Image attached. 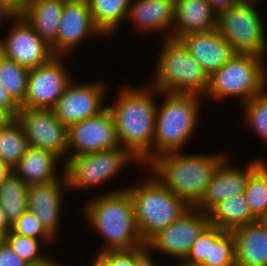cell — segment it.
Listing matches in <instances>:
<instances>
[{
	"instance_id": "obj_1",
	"label": "cell",
	"mask_w": 267,
	"mask_h": 266,
	"mask_svg": "<svg viewBox=\"0 0 267 266\" xmlns=\"http://www.w3.org/2000/svg\"><path fill=\"white\" fill-rule=\"evenodd\" d=\"M119 91L117 101L108 108L115 120L120 147L127 150L137 163L148 165L152 161L157 109L153 94L160 91L150 86L145 89L125 87Z\"/></svg>"
},
{
	"instance_id": "obj_2",
	"label": "cell",
	"mask_w": 267,
	"mask_h": 266,
	"mask_svg": "<svg viewBox=\"0 0 267 266\" xmlns=\"http://www.w3.org/2000/svg\"><path fill=\"white\" fill-rule=\"evenodd\" d=\"M226 158L225 154L185 155L169 152L153 159L147 167L176 197L194 207L203 197L213 172Z\"/></svg>"
},
{
	"instance_id": "obj_3",
	"label": "cell",
	"mask_w": 267,
	"mask_h": 266,
	"mask_svg": "<svg viewBox=\"0 0 267 266\" xmlns=\"http://www.w3.org/2000/svg\"><path fill=\"white\" fill-rule=\"evenodd\" d=\"M92 199L85 206V214L107 242L100 252L145 245L138 232L133 203L126 188Z\"/></svg>"
},
{
	"instance_id": "obj_4",
	"label": "cell",
	"mask_w": 267,
	"mask_h": 266,
	"mask_svg": "<svg viewBox=\"0 0 267 266\" xmlns=\"http://www.w3.org/2000/svg\"><path fill=\"white\" fill-rule=\"evenodd\" d=\"M126 189L133 203L138 232L145 243L157 232L180 219L191 208L154 175L142 185Z\"/></svg>"
},
{
	"instance_id": "obj_5",
	"label": "cell",
	"mask_w": 267,
	"mask_h": 266,
	"mask_svg": "<svg viewBox=\"0 0 267 266\" xmlns=\"http://www.w3.org/2000/svg\"><path fill=\"white\" fill-rule=\"evenodd\" d=\"M159 93L166 98L156 109L152 160L162 154L181 151L192 137L201 109L198 95Z\"/></svg>"
},
{
	"instance_id": "obj_6",
	"label": "cell",
	"mask_w": 267,
	"mask_h": 266,
	"mask_svg": "<svg viewBox=\"0 0 267 266\" xmlns=\"http://www.w3.org/2000/svg\"><path fill=\"white\" fill-rule=\"evenodd\" d=\"M150 87L160 92L205 96L209 76L180 40L165 38Z\"/></svg>"
},
{
	"instance_id": "obj_7",
	"label": "cell",
	"mask_w": 267,
	"mask_h": 266,
	"mask_svg": "<svg viewBox=\"0 0 267 266\" xmlns=\"http://www.w3.org/2000/svg\"><path fill=\"white\" fill-rule=\"evenodd\" d=\"M264 59L253 54L235 53L209 77L205 96L210 95L215 99L239 97L244 103L248 102L266 88L267 71Z\"/></svg>"
},
{
	"instance_id": "obj_8",
	"label": "cell",
	"mask_w": 267,
	"mask_h": 266,
	"mask_svg": "<svg viewBox=\"0 0 267 266\" xmlns=\"http://www.w3.org/2000/svg\"><path fill=\"white\" fill-rule=\"evenodd\" d=\"M255 0H242L218 14L217 29L235 53L266 57L265 27Z\"/></svg>"
},
{
	"instance_id": "obj_9",
	"label": "cell",
	"mask_w": 267,
	"mask_h": 266,
	"mask_svg": "<svg viewBox=\"0 0 267 266\" xmlns=\"http://www.w3.org/2000/svg\"><path fill=\"white\" fill-rule=\"evenodd\" d=\"M64 174L70 189H88L104 184L130 162L137 161L127 150L117 147L110 150L68 157Z\"/></svg>"
},
{
	"instance_id": "obj_10",
	"label": "cell",
	"mask_w": 267,
	"mask_h": 266,
	"mask_svg": "<svg viewBox=\"0 0 267 266\" xmlns=\"http://www.w3.org/2000/svg\"><path fill=\"white\" fill-rule=\"evenodd\" d=\"M29 146L49 151L59 158L68 152V128L55 116L52 109L20 107L15 116Z\"/></svg>"
},
{
	"instance_id": "obj_11",
	"label": "cell",
	"mask_w": 267,
	"mask_h": 266,
	"mask_svg": "<svg viewBox=\"0 0 267 266\" xmlns=\"http://www.w3.org/2000/svg\"><path fill=\"white\" fill-rule=\"evenodd\" d=\"M64 56H53L47 63L29 70L27 92L22 108L52 109L72 82L61 62Z\"/></svg>"
},
{
	"instance_id": "obj_12",
	"label": "cell",
	"mask_w": 267,
	"mask_h": 266,
	"mask_svg": "<svg viewBox=\"0 0 267 266\" xmlns=\"http://www.w3.org/2000/svg\"><path fill=\"white\" fill-rule=\"evenodd\" d=\"M67 136L68 153L74 150L69 157L120 147L115 120L108 107L96 116L69 126Z\"/></svg>"
},
{
	"instance_id": "obj_13",
	"label": "cell",
	"mask_w": 267,
	"mask_h": 266,
	"mask_svg": "<svg viewBox=\"0 0 267 266\" xmlns=\"http://www.w3.org/2000/svg\"><path fill=\"white\" fill-rule=\"evenodd\" d=\"M208 225V213L191 207L180 219L153 235L145 245L183 260Z\"/></svg>"
},
{
	"instance_id": "obj_14",
	"label": "cell",
	"mask_w": 267,
	"mask_h": 266,
	"mask_svg": "<svg viewBox=\"0 0 267 266\" xmlns=\"http://www.w3.org/2000/svg\"><path fill=\"white\" fill-rule=\"evenodd\" d=\"M14 24L4 39H0V53L20 66L33 69L47 63L54 54L21 16H13Z\"/></svg>"
},
{
	"instance_id": "obj_15",
	"label": "cell",
	"mask_w": 267,
	"mask_h": 266,
	"mask_svg": "<svg viewBox=\"0 0 267 266\" xmlns=\"http://www.w3.org/2000/svg\"><path fill=\"white\" fill-rule=\"evenodd\" d=\"M103 83L75 85L71 82L52 108L56 118L67 128L104 111Z\"/></svg>"
},
{
	"instance_id": "obj_16",
	"label": "cell",
	"mask_w": 267,
	"mask_h": 266,
	"mask_svg": "<svg viewBox=\"0 0 267 266\" xmlns=\"http://www.w3.org/2000/svg\"><path fill=\"white\" fill-rule=\"evenodd\" d=\"M102 34L93 22L87 0H65L56 41L50 46L54 56H64L87 35Z\"/></svg>"
},
{
	"instance_id": "obj_17",
	"label": "cell",
	"mask_w": 267,
	"mask_h": 266,
	"mask_svg": "<svg viewBox=\"0 0 267 266\" xmlns=\"http://www.w3.org/2000/svg\"><path fill=\"white\" fill-rule=\"evenodd\" d=\"M224 159L213 172L209 184L201 200L194 206L205 213H208L216 204L223 199L234 195L243 194L249 176L264 162L254 160L248 164L244 171L238 167H231Z\"/></svg>"
},
{
	"instance_id": "obj_18",
	"label": "cell",
	"mask_w": 267,
	"mask_h": 266,
	"mask_svg": "<svg viewBox=\"0 0 267 266\" xmlns=\"http://www.w3.org/2000/svg\"><path fill=\"white\" fill-rule=\"evenodd\" d=\"M63 179L47 183L28 186L27 210L32 212L40 221L45 230L55 238L58 232L60 212L62 208V187H68L64 174ZM63 182V183H61ZM65 186V187H64Z\"/></svg>"
},
{
	"instance_id": "obj_19",
	"label": "cell",
	"mask_w": 267,
	"mask_h": 266,
	"mask_svg": "<svg viewBox=\"0 0 267 266\" xmlns=\"http://www.w3.org/2000/svg\"><path fill=\"white\" fill-rule=\"evenodd\" d=\"M210 77L235 54L218 29L190 33L179 39Z\"/></svg>"
},
{
	"instance_id": "obj_20",
	"label": "cell",
	"mask_w": 267,
	"mask_h": 266,
	"mask_svg": "<svg viewBox=\"0 0 267 266\" xmlns=\"http://www.w3.org/2000/svg\"><path fill=\"white\" fill-rule=\"evenodd\" d=\"M217 13L209 0H175L172 39L190 33L208 32L217 28Z\"/></svg>"
},
{
	"instance_id": "obj_21",
	"label": "cell",
	"mask_w": 267,
	"mask_h": 266,
	"mask_svg": "<svg viewBox=\"0 0 267 266\" xmlns=\"http://www.w3.org/2000/svg\"><path fill=\"white\" fill-rule=\"evenodd\" d=\"M236 266H267V223L257 220L232 231Z\"/></svg>"
},
{
	"instance_id": "obj_22",
	"label": "cell",
	"mask_w": 267,
	"mask_h": 266,
	"mask_svg": "<svg viewBox=\"0 0 267 266\" xmlns=\"http://www.w3.org/2000/svg\"><path fill=\"white\" fill-rule=\"evenodd\" d=\"M127 15L139 31L147 33L171 29L166 38H172L175 0H131Z\"/></svg>"
},
{
	"instance_id": "obj_23",
	"label": "cell",
	"mask_w": 267,
	"mask_h": 266,
	"mask_svg": "<svg viewBox=\"0 0 267 266\" xmlns=\"http://www.w3.org/2000/svg\"><path fill=\"white\" fill-rule=\"evenodd\" d=\"M65 0H31L21 14L35 33L51 46L57 37Z\"/></svg>"
},
{
	"instance_id": "obj_24",
	"label": "cell",
	"mask_w": 267,
	"mask_h": 266,
	"mask_svg": "<svg viewBox=\"0 0 267 266\" xmlns=\"http://www.w3.org/2000/svg\"><path fill=\"white\" fill-rule=\"evenodd\" d=\"M55 154L35 147H29L27 152L12 169L28 186L59 180L56 174L57 160Z\"/></svg>"
},
{
	"instance_id": "obj_25",
	"label": "cell",
	"mask_w": 267,
	"mask_h": 266,
	"mask_svg": "<svg viewBox=\"0 0 267 266\" xmlns=\"http://www.w3.org/2000/svg\"><path fill=\"white\" fill-rule=\"evenodd\" d=\"M208 216L209 225L224 231H232L257 221L250 211L244 193L223 199L208 212Z\"/></svg>"
},
{
	"instance_id": "obj_26",
	"label": "cell",
	"mask_w": 267,
	"mask_h": 266,
	"mask_svg": "<svg viewBox=\"0 0 267 266\" xmlns=\"http://www.w3.org/2000/svg\"><path fill=\"white\" fill-rule=\"evenodd\" d=\"M28 185L14 172L0 184V204L12 225L27 210Z\"/></svg>"
},
{
	"instance_id": "obj_27",
	"label": "cell",
	"mask_w": 267,
	"mask_h": 266,
	"mask_svg": "<svg viewBox=\"0 0 267 266\" xmlns=\"http://www.w3.org/2000/svg\"><path fill=\"white\" fill-rule=\"evenodd\" d=\"M131 0H87L92 19L102 34L113 32L127 18Z\"/></svg>"
},
{
	"instance_id": "obj_28",
	"label": "cell",
	"mask_w": 267,
	"mask_h": 266,
	"mask_svg": "<svg viewBox=\"0 0 267 266\" xmlns=\"http://www.w3.org/2000/svg\"><path fill=\"white\" fill-rule=\"evenodd\" d=\"M28 140L16 119L0 127V161L13 169L27 152Z\"/></svg>"
},
{
	"instance_id": "obj_29",
	"label": "cell",
	"mask_w": 267,
	"mask_h": 266,
	"mask_svg": "<svg viewBox=\"0 0 267 266\" xmlns=\"http://www.w3.org/2000/svg\"><path fill=\"white\" fill-rule=\"evenodd\" d=\"M28 76L29 69L0 53V83L19 105L25 100Z\"/></svg>"
},
{
	"instance_id": "obj_30",
	"label": "cell",
	"mask_w": 267,
	"mask_h": 266,
	"mask_svg": "<svg viewBox=\"0 0 267 266\" xmlns=\"http://www.w3.org/2000/svg\"><path fill=\"white\" fill-rule=\"evenodd\" d=\"M252 215L257 220L267 217V165L263 162L248 178L244 191Z\"/></svg>"
},
{
	"instance_id": "obj_31",
	"label": "cell",
	"mask_w": 267,
	"mask_h": 266,
	"mask_svg": "<svg viewBox=\"0 0 267 266\" xmlns=\"http://www.w3.org/2000/svg\"><path fill=\"white\" fill-rule=\"evenodd\" d=\"M203 263L207 266H236L235 241L231 231L210 225L209 259Z\"/></svg>"
},
{
	"instance_id": "obj_32",
	"label": "cell",
	"mask_w": 267,
	"mask_h": 266,
	"mask_svg": "<svg viewBox=\"0 0 267 266\" xmlns=\"http://www.w3.org/2000/svg\"><path fill=\"white\" fill-rule=\"evenodd\" d=\"M264 89L248 102L243 103L245 121L267 143V92Z\"/></svg>"
},
{
	"instance_id": "obj_33",
	"label": "cell",
	"mask_w": 267,
	"mask_h": 266,
	"mask_svg": "<svg viewBox=\"0 0 267 266\" xmlns=\"http://www.w3.org/2000/svg\"><path fill=\"white\" fill-rule=\"evenodd\" d=\"M5 241L11 249L29 265H36L49 259L39 253L41 239L29 238L14 233L11 229L5 235Z\"/></svg>"
},
{
	"instance_id": "obj_34",
	"label": "cell",
	"mask_w": 267,
	"mask_h": 266,
	"mask_svg": "<svg viewBox=\"0 0 267 266\" xmlns=\"http://www.w3.org/2000/svg\"><path fill=\"white\" fill-rule=\"evenodd\" d=\"M11 230L29 238L42 239L51 242L54 239L43 227L41 221L30 211L26 210L12 225ZM51 240V241H50ZM47 241V242H46Z\"/></svg>"
},
{
	"instance_id": "obj_35",
	"label": "cell",
	"mask_w": 267,
	"mask_h": 266,
	"mask_svg": "<svg viewBox=\"0 0 267 266\" xmlns=\"http://www.w3.org/2000/svg\"><path fill=\"white\" fill-rule=\"evenodd\" d=\"M96 258L104 266H136V248L99 252Z\"/></svg>"
},
{
	"instance_id": "obj_36",
	"label": "cell",
	"mask_w": 267,
	"mask_h": 266,
	"mask_svg": "<svg viewBox=\"0 0 267 266\" xmlns=\"http://www.w3.org/2000/svg\"><path fill=\"white\" fill-rule=\"evenodd\" d=\"M210 251V225H208L198 236L196 241L191 246L189 253L183 260L201 262L209 259Z\"/></svg>"
},
{
	"instance_id": "obj_37",
	"label": "cell",
	"mask_w": 267,
	"mask_h": 266,
	"mask_svg": "<svg viewBox=\"0 0 267 266\" xmlns=\"http://www.w3.org/2000/svg\"><path fill=\"white\" fill-rule=\"evenodd\" d=\"M0 266H29V264L21 259L4 241L0 245Z\"/></svg>"
},
{
	"instance_id": "obj_38",
	"label": "cell",
	"mask_w": 267,
	"mask_h": 266,
	"mask_svg": "<svg viewBox=\"0 0 267 266\" xmlns=\"http://www.w3.org/2000/svg\"><path fill=\"white\" fill-rule=\"evenodd\" d=\"M31 0H0L3 6L13 15H21L30 4Z\"/></svg>"
},
{
	"instance_id": "obj_39",
	"label": "cell",
	"mask_w": 267,
	"mask_h": 266,
	"mask_svg": "<svg viewBox=\"0 0 267 266\" xmlns=\"http://www.w3.org/2000/svg\"><path fill=\"white\" fill-rule=\"evenodd\" d=\"M0 105L5 107L14 117L20 109V105L11 97L0 83Z\"/></svg>"
},
{
	"instance_id": "obj_40",
	"label": "cell",
	"mask_w": 267,
	"mask_h": 266,
	"mask_svg": "<svg viewBox=\"0 0 267 266\" xmlns=\"http://www.w3.org/2000/svg\"><path fill=\"white\" fill-rule=\"evenodd\" d=\"M149 251L146 245L136 247V266H155Z\"/></svg>"
},
{
	"instance_id": "obj_41",
	"label": "cell",
	"mask_w": 267,
	"mask_h": 266,
	"mask_svg": "<svg viewBox=\"0 0 267 266\" xmlns=\"http://www.w3.org/2000/svg\"><path fill=\"white\" fill-rule=\"evenodd\" d=\"M242 0H209L212 9L217 13V15L230 8L231 6L237 5Z\"/></svg>"
},
{
	"instance_id": "obj_42",
	"label": "cell",
	"mask_w": 267,
	"mask_h": 266,
	"mask_svg": "<svg viewBox=\"0 0 267 266\" xmlns=\"http://www.w3.org/2000/svg\"><path fill=\"white\" fill-rule=\"evenodd\" d=\"M15 117L2 105H0V127L8 125Z\"/></svg>"
},
{
	"instance_id": "obj_43",
	"label": "cell",
	"mask_w": 267,
	"mask_h": 266,
	"mask_svg": "<svg viewBox=\"0 0 267 266\" xmlns=\"http://www.w3.org/2000/svg\"><path fill=\"white\" fill-rule=\"evenodd\" d=\"M11 229V225L8 223L5 217V213L0 204V231H2L5 235Z\"/></svg>"
},
{
	"instance_id": "obj_44",
	"label": "cell",
	"mask_w": 267,
	"mask_h": 266,
	"mask_svg": "<svg viewBox=\"0 0 267 266\" xmlns=\"http://www.w3.org/2000/svg\"><path fill=\"white\" fill-rule=\"evenodd\" d=\"M13 170L0 161V184L12 173Z\"/></svg>"
},
{
	"instance_id": "obj_45",
	"label": "cell",
	"mask_w": 267,
	"mask_h": 266,
	"mask_svg": "<svg viewBox=\"0 0 267 266\" xmlns=\"http://www.w3.org/2000/svg\"><path fill=\"white\" fill-rule=\"evenodd\" d=\"M9 17L11 19V17H13V15L0 2V23L3 21L2 19H4V18L8 19Z\"/></svg>"
},
{
	"instance_id": "obj_46",
	"label": "cell",
	"mask_w": 267,
	"mask_h": 266,
	"mask_svg": "<svg viewBox=\"0 0 267 266\" xmlns=\"http://www.w3.org/2000/svg\"><path fill=\"white\" fill-rule=\"evenodd\" d=\"M183 262L178 263V266H207L205 263L193 262L188 260H181Z\"/></svg>"
},
{
	"instance_id": "obj_47",
	"label": "cell",
	"mask_w": 267,
	"mask_h": 266,
	"mask_svg": "<svg viewBox=\"0 0 267 266\" xmlns=\"http://www.w3.org/2000/svg\"><path fill=\"white\" fill-rule=\"evenodd\" d=\"M55 262H57V261H54L51 258H49L43 263L36 264V265H29V266H59L58 263H55Z\"/></svg>"
},
{
	"instance_id": "obj_48",
	"label": "cell",
	"mask_w": 267,
	"mask_h": 266,
	"mask_svg": "<svg viewBox=\"0 0 267 266\" xmlns=\"http://www.w3.org/2000/svg\"><path fill=\"white\" fill-rule=\"evenodd\" d=\"M90 266H104V265L95 257V260H93Z\"/></svg>"
},
{
	"instance_id": "obj_49",
	"label": "cell",
	"mask_w": 267,
	"mask_h": 266,
	"mask_svg": "<svg viewBox=\"0 0 267 266\" xmlns=\"http://www.w3.org/2000/svg\"><path fill=\"white\" fill-rule=\"evenodd\" d=\"M5 241V234L0 231V245Z\"/></svg>"
}]
</instances>
